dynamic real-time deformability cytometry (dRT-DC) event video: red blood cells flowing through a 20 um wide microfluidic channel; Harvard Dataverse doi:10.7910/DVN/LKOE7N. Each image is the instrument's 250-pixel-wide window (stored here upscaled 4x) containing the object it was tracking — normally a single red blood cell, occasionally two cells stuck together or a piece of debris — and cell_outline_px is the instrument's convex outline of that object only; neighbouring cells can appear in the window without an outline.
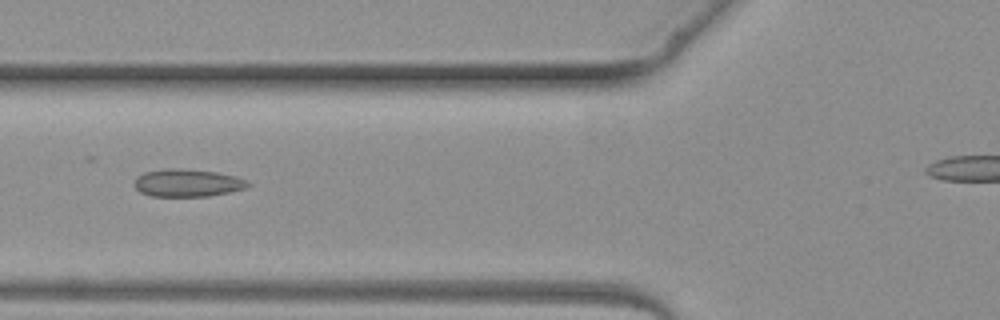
{"species": "common noctule bat (a hibernating species)", "species_latin": "Nyctalus noctula", "temperature_condition": "warm", "stored_images_in_passage": 5, "camera_frame_rate_fps": 3000, "um_per_image_px": 0.085, "animal": {"sex": "female", "body_mass_g": 19.3, "forearm_length_mm": 54.1}, "frame": {"image": 1, "passage_image": 4, "time_ms": 3.667, "image_size_px": [1000, 320], "cell_outline_px": [[252, 184], [244, 188], [228, 192], [208, 196], [148, 196], [140, 192], [132, 184], [136, 176], [144, 172], [164, 168], [180, 168], [216, 172], [236, 176], [248, 180]], "centroid_in_image_um": [15.89, 15.54], "position_along_channel_um": 109.9, "area_um2": 18.5}}